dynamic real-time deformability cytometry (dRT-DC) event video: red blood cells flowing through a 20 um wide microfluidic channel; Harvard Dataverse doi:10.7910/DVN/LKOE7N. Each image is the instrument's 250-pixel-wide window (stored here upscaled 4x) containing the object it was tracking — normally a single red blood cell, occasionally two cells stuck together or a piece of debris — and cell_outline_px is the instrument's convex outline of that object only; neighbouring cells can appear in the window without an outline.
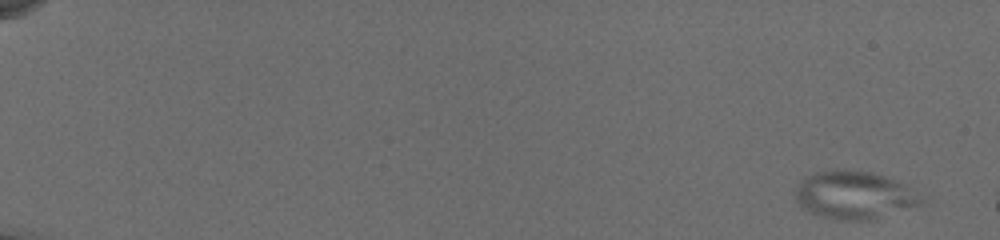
{"species": "common noctule bat (a hibernating species)", "species_latin": "Nyctalus noctula", "temperature_condition": "cold", "stored_images_in_passage": 11, "camera_frame_rate_fps": 3000, "um_per_image_px": 0.085, "animal": {"sex": "female", "body_mass_g": 19.5, "forearm_length_mm": 54.1}, "frame": {"image": 1, "passage_image": 1, "time_ms": 0.0, "image_size_px": [1000, 240], "cell_outline_px": [[928, 196], [924, 204], [868, 220], [836, 220], [820, 216], [808, 212], [800, 208], [796, 200], [796, 188], [808, 176], [816, 172], [868, 172], [884, 176]], "centroid_in_image_um": [72.67, 16.64], "position_along_channel_um": 12.3, "area_um2": 34.51}}